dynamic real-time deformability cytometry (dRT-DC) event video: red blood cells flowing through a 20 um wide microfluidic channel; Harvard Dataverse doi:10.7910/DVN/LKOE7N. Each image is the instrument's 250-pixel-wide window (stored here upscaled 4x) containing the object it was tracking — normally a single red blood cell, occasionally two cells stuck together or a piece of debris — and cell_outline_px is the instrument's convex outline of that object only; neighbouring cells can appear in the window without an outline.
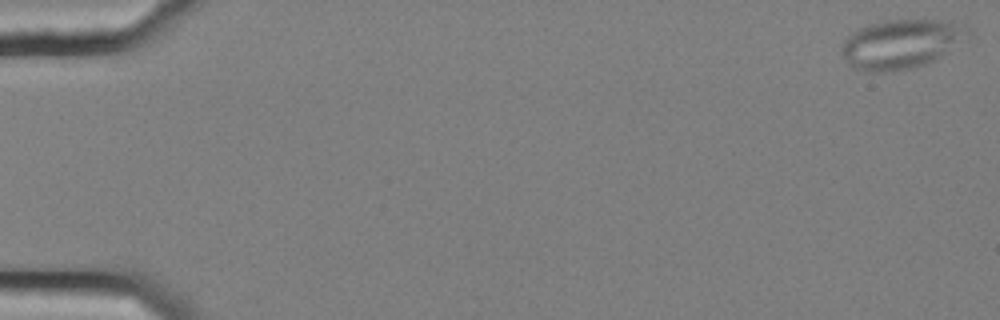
{"species": "common noctule bat (a hibernating species)", "species_latin": "Nyctalus noctula", "temperature_condition": "cold", "stored_images_in_passage": 56, "camera_frame_rate_fps": 3000, "um_per_image_px": 0.085, "animal": {"sex": "female", "body_mass_g": 25.1}, "frame": {"image": 1, "passage_image": 1, "time_ms": 0.0, "image_size_px": [1000, 320], "cell_outline_px": [[972, 36], [940, 56], [924, 64], [912, 68], [892, 72], [864, 72], [852, 68], [840, 52], [840, 48], [844, 40], [852, 32], [868, 24], [884, 20], [952, 20], [968, 24], [972, 32]], "centroid_in_image_um": [76.64, 3.72], "position_along_channel_um": 8.4, "area_um2": 36.93}}
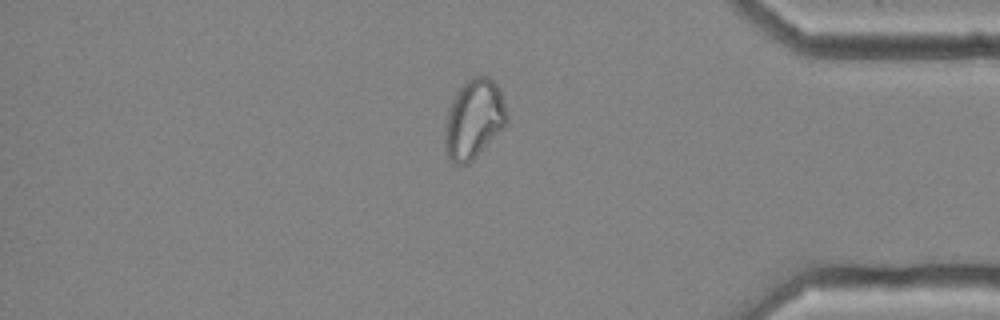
{"frame": {"image": 2, "passage_image": 48, "time_ms": 15.667, "image_size_px": [1000, 320], "cell_outline_px": [[508, 120], [504, 128], [468, 164], [456, 164], [448, 156], [444, 148], [444, 140], [448, 112], [452, 100], [456, 92], [468, 80], [476, 76], [488, 76], [500, 88], [508, 116]], "centroid_in_image_um": [40.3, 10.12], "position_along_channel_um": 394.9, "area_um2": 28.38}, "authors_computed_cell_mechanics": {"area_um2": 28.9578, "velocity_mm_per_s": 3.6329, "shape_relaxation_time_tau1_ms": null, "shape_relaxation_time_tau2_ms": 2.069, "deformation_change_tau1": null, "deformation_change_tau2": 0.0766}}